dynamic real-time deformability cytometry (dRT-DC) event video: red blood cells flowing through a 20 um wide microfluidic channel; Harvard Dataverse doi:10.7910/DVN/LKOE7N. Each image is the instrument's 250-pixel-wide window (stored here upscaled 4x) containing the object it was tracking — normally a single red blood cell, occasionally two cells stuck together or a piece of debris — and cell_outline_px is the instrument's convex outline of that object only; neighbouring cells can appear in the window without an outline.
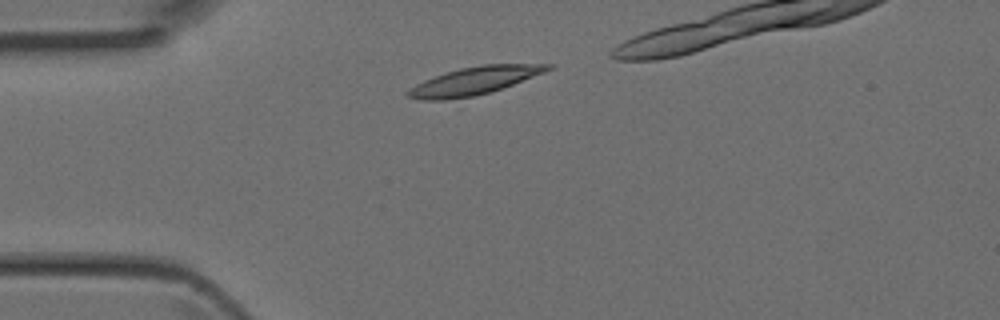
{"species": "Egyptian fruit bat (a non-hibernating species)", "species_latin": "Rousettus aegyptiacus", "temperature_condition": "room temperature", "stored_images_in_passage": 2, "camera_frame_rate_fps": 3000, "um_per_image_px": 0.085, "animal": {"sex": "female"}, "frame": {"image": 1, "passage_image": 1, "time_ms": 0.0, "image_size_px": [1000, 320], "cell_outline_px": [[552, 68], [544, 72], [492, 92], [476, 96], [448, 100], [424, 100], [408, 96], [404, 92], [416, 84], [424, 80], [460, 68], [484, 64], [552, 64]], "centroid_in_image_um": [40.3, 6.88], "position_along_channel_um": 44.7, "area_um2": 22.43}}